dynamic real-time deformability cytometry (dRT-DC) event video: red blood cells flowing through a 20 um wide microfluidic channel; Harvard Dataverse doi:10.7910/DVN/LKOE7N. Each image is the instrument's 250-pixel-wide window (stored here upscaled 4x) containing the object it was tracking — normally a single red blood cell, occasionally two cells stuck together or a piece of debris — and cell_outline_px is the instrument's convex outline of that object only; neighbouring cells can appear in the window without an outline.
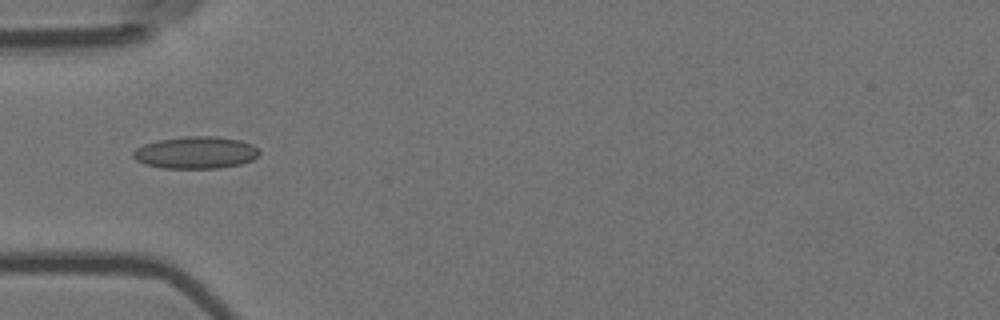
{"species": "Egyptian fruit bat (a non-hibernating species)", "species_latin": "Rousettus aegyptiacus", "temperature_condition": "room temperature", "stored_images_in_passage": 37, "camera_frame_rate_fps": 3000, "um_per_image_px": 0.085, "animal": {"sex": "female"}, "frame": {"image": 1, "passage_image": 1, "time_ms": 0.0, "image_size_px": [1000, 320], "cell_outline_px": [[260, 152], [252, 160], [240, 164], [220, 168], [164, 168], [144, 164], [136, 160], [132, 156], [132, 152], [136, 148], [144, 144], [156, 140], [184, 136], [216, 136], [240, 140], [252, 144]], "centroid_in_image_um": [16.61, 12.96], "position_along_channel_um": 68.4, "area_um2": 23.7}}
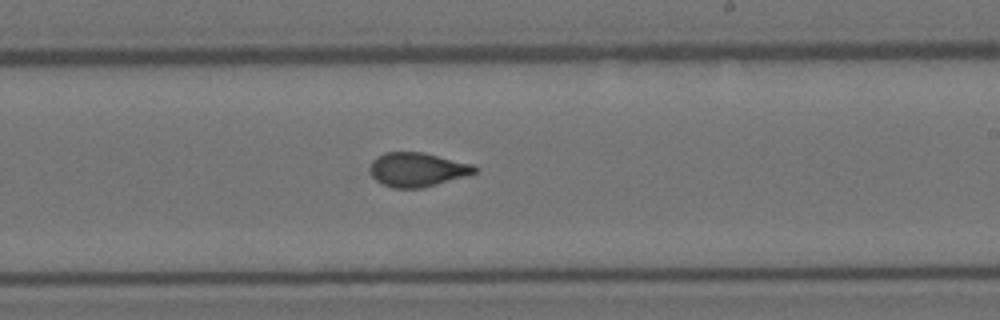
{"frame": {"image": 2, "passage_image": 16, "time_ms": 5.0, "image_size_px": [1000, 320], "cell_outline_px": [[476, 172], [436, 184], [420, 188], [392, 188], [376, 180], [368, 172], [368, 168], [372, 160], [376, 156], [384, 152], [424, 152], [472, 164], [476, 168]], "centroid_in_image_um": [35.38, 14.4], "position_along_channel_um": 253.6, "area_um2": 20.69}}
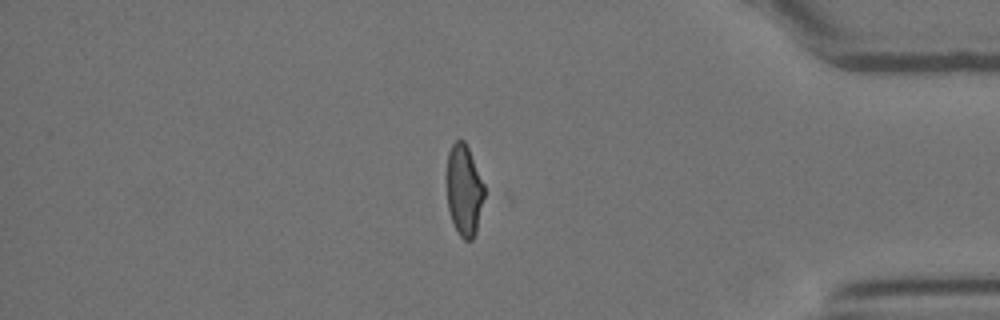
{"frame": {"image": 3, "passage_image": 30, "time_ms": 9.667, "image_size_px": [1000, 320], "cell_outline_px": [[484, 196], [476, 232], [472, 240], [464, 240], [460, 236], [452, 220], [448, 208], [448, 152], [452, 144], [456, 140], [464, 140], [468, 148], [484, 184]], "centroid_in_image_um": [39.46, 16.17], "position_along_channel_um": 395.7, "area_um2": 19.48}, "authors_computed_cell_mechanics": {"area_um2": 20.9236, "velocity_mm_per_s": 3.6989, "shape_relaxation_time_tau1_ms": 10.9568, "shape_relaxation_time_tau2_ms": 1.1081, "deformation_change_tau1": 0.2, "deformation_change_tau2": 0.0535}}